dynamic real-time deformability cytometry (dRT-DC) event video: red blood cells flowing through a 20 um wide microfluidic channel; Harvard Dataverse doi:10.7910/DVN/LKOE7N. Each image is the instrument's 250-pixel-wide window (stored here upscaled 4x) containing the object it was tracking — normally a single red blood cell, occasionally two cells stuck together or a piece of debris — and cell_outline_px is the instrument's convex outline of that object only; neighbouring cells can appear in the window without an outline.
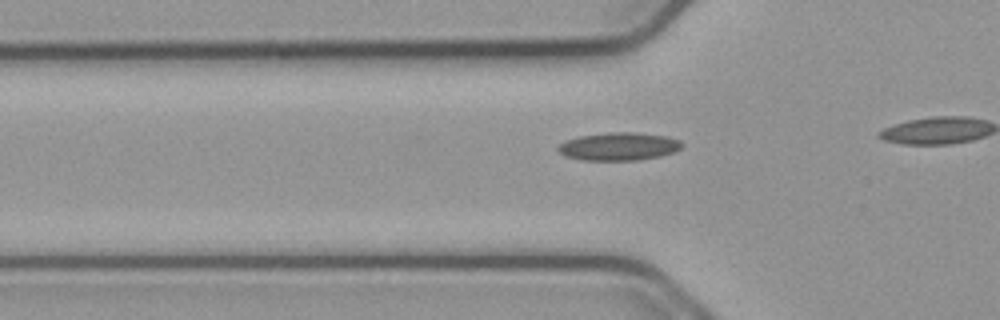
{"species": "common noctule bat (a hibernating species)", "species_latin": "Nyctalus noctula", "temperature_condition": "cold", "stored_images_in_passage": 21, "camera_frame_rate_fps": 3000, "um_per_image_px": 0.085, "animal": {"sex": "male", "body_mass_g": 23.1, "forearm_length_mm": 52.7}, "frame": {"image": 1, "passage_image": 12, "time_ms": 3.667, "image_size_px": [1000, 320], "cell_outline_px": [[684, 144], [680, 148], [672, 152], [660, 156], [636, 160], [584, 160], [568, 156], [560, 152], [556, 148], [560, 144], [568, 140], [580, 136], [612, 132], [632, 132], [668, 136], [680, 140]], "centroid_in_image_um": [52.64, 12.44], "position_along_channel_um": 73.2, "area_um2": 19.88}}